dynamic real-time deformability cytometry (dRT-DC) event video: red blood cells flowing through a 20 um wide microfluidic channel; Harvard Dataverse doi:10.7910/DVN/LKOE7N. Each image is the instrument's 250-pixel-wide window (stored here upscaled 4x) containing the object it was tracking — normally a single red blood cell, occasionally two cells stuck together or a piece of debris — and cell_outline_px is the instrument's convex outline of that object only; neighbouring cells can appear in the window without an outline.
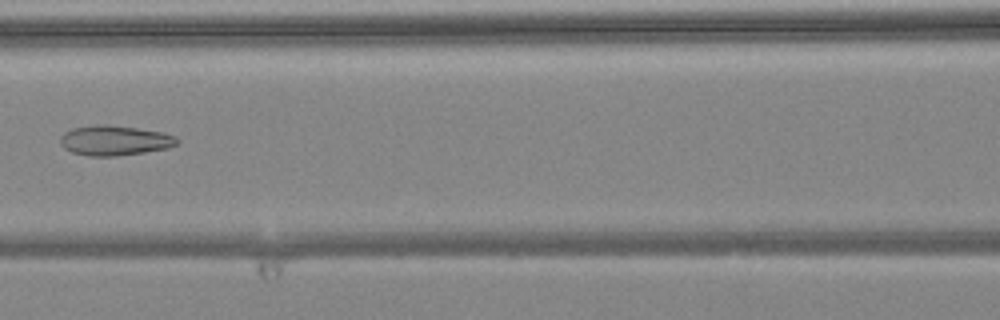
{"species": "common noctule bat (a hibernating species)", "species_latin": "Nyctalus noctula", "temperature_condition": "warm", "stored_images_in_passage": 7, "camera_frame_rate_fps": 3000, "um_per_image_px": 0.085, "animal": {"sex": "female", "body_mass_g": 24.6, "forearm_length_mm": 56.2}, "frame": {"image": 1, "passage_image": 6, "time_ms": 1.667, "image_size_px": [1000, 320], "cell_outline_px": [[180, 140], [176, 144], [168, 148], [144, 152], [116, 156], [88, 156], [72, 152], [64, 148], [60, 144], [60, 136], [64, 132], [72, 128], [100, 124], [108, 124], [164, 132], [176, 136]], "centroid_in_image_um": [9.74, 11.93], "position_along_channel_um": 156.9, "area_um2": 20.52}}
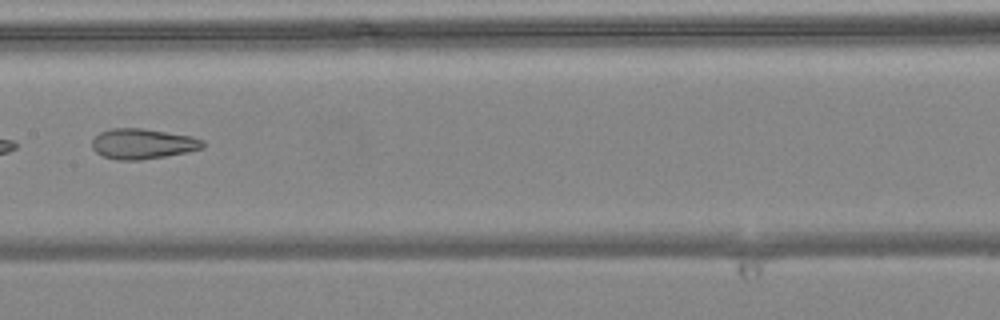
{"frame": {"image": 2, "passage_image": 7, "time_ms": 2.0, "image_size_px": [1000, 320], "cell_outline_px": [[204, 148], [188, 152], [140, 160], [116, 160], [104, 156], [96, 152], [92, 148], [92, 140], [100, 132], [112, 128], [140, 128], [192, 136], [204, 140]], "centroid_in_image_um": [12.14, 12.22], "position_along_channel_um": 195.3, "area_um2": 19.54}}